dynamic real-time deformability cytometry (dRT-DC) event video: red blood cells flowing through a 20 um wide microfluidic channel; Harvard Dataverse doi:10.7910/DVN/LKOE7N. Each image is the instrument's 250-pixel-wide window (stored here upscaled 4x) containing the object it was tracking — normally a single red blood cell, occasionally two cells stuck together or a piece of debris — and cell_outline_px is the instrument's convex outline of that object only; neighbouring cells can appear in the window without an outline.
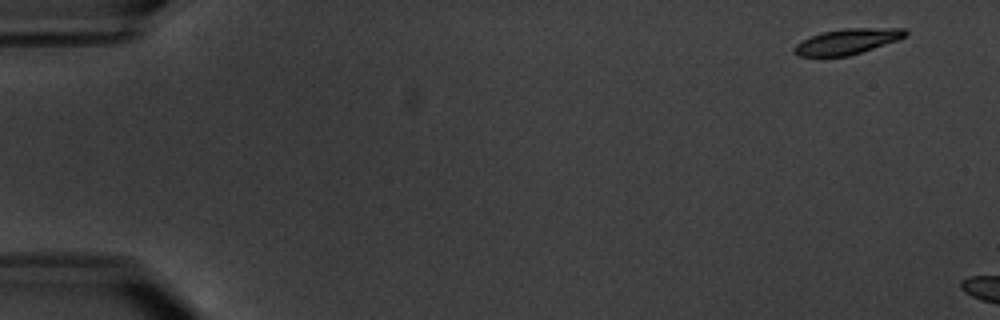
{"species": "common noctule bat (a hibernating species)", "species_latin": "Nyctalus noctula", "temperature_condition": "warm", "stored_images_in_passage": 4, "camera_frame_rate_fps": 3000, "um_per_image_px": 0.085, "animal": {"sex": "male", "body_mass_g": 20.1, "forearm_length_mm": 53.5}, "frame": {"image": 1, "passage_image": 1, "time_ms": 0.0, "image_size_px": [1000, 320], "cell_outline_px": [[908, 36], [900, 40], [848, 56], [800, 56], [792, 52], [792, 48], [796, 44], [812, 36], [824, 32], [844, 28], [904, 28], [908, 32]], "centroid_in_image_um": [72.07, 3.52], "position_along_channel_um": 12.9, "area_um2": 16.53}}